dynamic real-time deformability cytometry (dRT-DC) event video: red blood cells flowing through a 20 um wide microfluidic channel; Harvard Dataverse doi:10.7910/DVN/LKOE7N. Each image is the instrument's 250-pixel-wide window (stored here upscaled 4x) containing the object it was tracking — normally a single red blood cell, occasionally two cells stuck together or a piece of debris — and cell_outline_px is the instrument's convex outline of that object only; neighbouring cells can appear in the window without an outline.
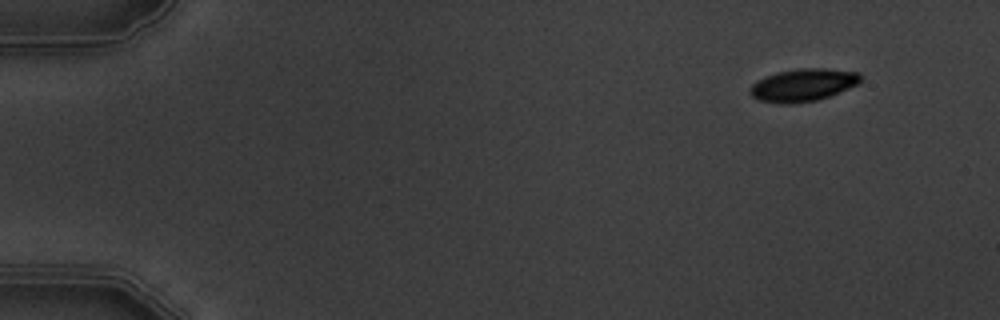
{"species": "common noctule bat (a hibernating species)", "species_latin": "Nyctalus noctula", "temperature_condition": "warm", "stored_images_in_passage": 9, "camera_frame_rate_fps": 3000, "um_per_image_px": 0.085, "animal": {"sex": "male", "body_mass_g": 19.5, "forearm_length_mm": 54.6}, "frame": {"image": 1, "passage_image": 1, "time_ms": 0.0, "image_size_px": [1000, 320], "cell_outline_px": [[860, 80], [856, 84], [848, 88], [828, 96], [816, 100], [792, 104], [780, 104], [760, 100], [752, 96], [748, 92], [748, 88], [752, 84], [776, 72], [800, 68], [824, 68], [856, 72], [860, 76]], "centroid_in_image_um": [68.2, 7.23], "position_along_channel_um": 16.8, "area_um2": 20.69}}